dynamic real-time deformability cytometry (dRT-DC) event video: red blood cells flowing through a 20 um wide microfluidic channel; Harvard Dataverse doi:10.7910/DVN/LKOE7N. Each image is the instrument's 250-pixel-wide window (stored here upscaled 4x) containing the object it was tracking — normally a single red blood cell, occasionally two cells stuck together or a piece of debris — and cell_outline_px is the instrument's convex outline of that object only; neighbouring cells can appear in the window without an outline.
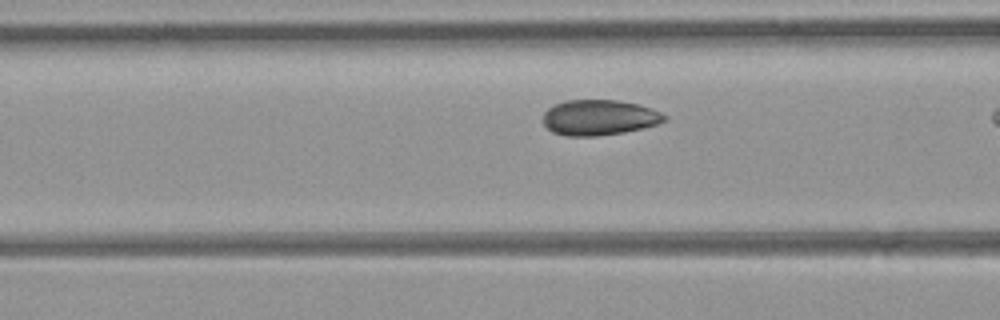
{"species": "common noctule bat (a hibernating species)", "species_latin": "Nyctalus noctula", "temperature_condition": "room temperature", "stored_images_in_passage": 8, "camera_frame_rate_fps": 3000, "um_per_image_px": 0.085, "animal": {"sex": "female", "body_mass_g": 21.9}, "frame": {"image": 1, "passage_image": 7, "time_ms": 2.0, "image_size_px": [1000, 320], "cell_outline_px": [[668, 120], [656, 124], [624, 132], [596, 136], [564, 136], [552, 132], [544, 124], [544, 112], [552, 104], [564, 100], [620, 100], [652, 108], [668, 116]], "centroid_in_image_um": [50.91, 9.98], "position_along_channel_um": 115.7, "area_um2": 25.2}}